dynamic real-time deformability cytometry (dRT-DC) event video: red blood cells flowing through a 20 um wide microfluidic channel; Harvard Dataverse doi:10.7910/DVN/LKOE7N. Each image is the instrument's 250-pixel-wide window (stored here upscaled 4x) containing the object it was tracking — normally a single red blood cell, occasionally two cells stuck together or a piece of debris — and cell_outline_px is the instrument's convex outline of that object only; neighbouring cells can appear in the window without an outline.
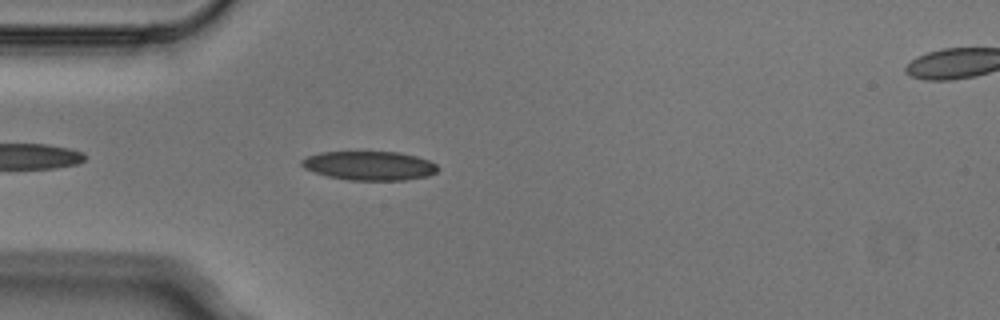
{"species": "Egyptian fruit bat (a non-hibernating species)", "species_latin": "Rousettus aegyptiacus", "temperature_condition": "cold", "stored_images_in_passage": 5, "segment_of_instrument_passage": [1, 2], "camera_frame_rate_fps": 3000, "um_per_image_px": 0.085, "animal": {"sex": "male"}, "frame": {"image": 1, "passage_image": 4, "time_ms": 1.0, "image_size_px": [1000, 320], "cell_outline_px": [[440, 168], [436, 172], [428, 176], [404, 180], [348, 180], [328, 176], [304, 168], [300, 164], [300, 160], [308, 156], [320, 152], [400, 152], [416, 156], [428, 160], [436, 164]], "centroid_in_image_um": [31.41, 14.08], "position_along_channel_um": 53.6, "area_um2": 23.0}}